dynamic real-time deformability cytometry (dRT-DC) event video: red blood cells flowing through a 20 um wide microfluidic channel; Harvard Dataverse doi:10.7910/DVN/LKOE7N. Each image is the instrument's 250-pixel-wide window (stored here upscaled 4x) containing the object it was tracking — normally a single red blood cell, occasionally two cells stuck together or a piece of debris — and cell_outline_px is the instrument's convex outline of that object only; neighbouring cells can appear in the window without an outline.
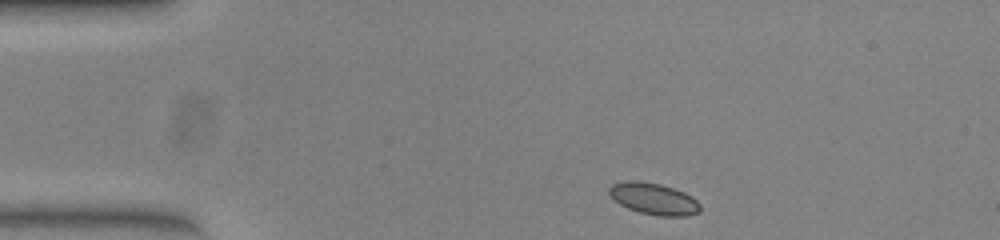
{"species": "common noctule bat (a hibernating species)", "species_latin": "Nyctalus noctula", "temperature_condition": "warm", "stored_images_in_passage": 44, "camera_frame_rate_fps": 3000, "um_per_image_px": 0.085, "animal": {"sex": "female", "body_mass_g": 23.0, "forearm_length_mm": 53.4}, "frame": {"image": 1, "passage_image": 1, "time_ms": 0.0, "image_size_px": [1000, 240], "cell_outline_px": [[700, 212], [688, 216], [660, 216], [640, 212], [628, 208], [620, 204], [608, 192], [608, 188], [612, 184], [628, 180], [636, 180], [660, 184], [684, 192], [696, 200], [700, 204]], "centroid_in_image_um": [55.57, 16.9], "position_along_channel_um": 29.4, "area_um2": 16.65}}
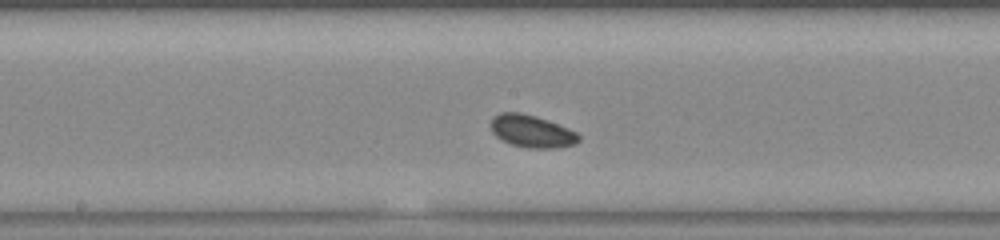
{"frame": {"image": 2, "passage_image": 19, "time_ms": 6.0, "image_size_px": [1000, 240], "cell_outline_px": [[580, 140], [576, 144], [560, 148], [528, 148], [512, 144], [496, 136], [492, 132], [492, 120], [500, 112], [520, 112], [536, 116], [568, 128], [576, 132], [580, 136]], "centroid_in_image_um": [45.24, 11.17], "position_along_channel_um": 203.0, "area_um2": 16.47}}
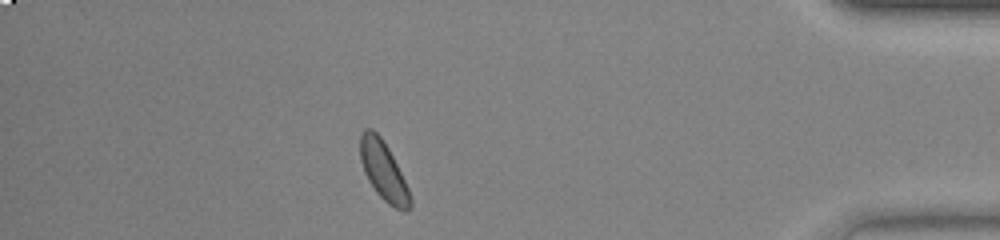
{"frame": {"image": 3, "passage_image": 38, "time_ms": 12.333, "image_size_px": [1000, 240], "cell_outline_px": [[412, 204], [408, 212], [404, 212], [388, 204], [376, 192], [368, 180], [364, 172], [360, 160], [360, 132], [364, 128], [372, 128], [380, 136], [388, 148], [408, 188], [412, 200]], "centroid_in_image_um": [32.58, 14.53], "position_along_channel_um": 402.6, "area_um2": 17.11}}